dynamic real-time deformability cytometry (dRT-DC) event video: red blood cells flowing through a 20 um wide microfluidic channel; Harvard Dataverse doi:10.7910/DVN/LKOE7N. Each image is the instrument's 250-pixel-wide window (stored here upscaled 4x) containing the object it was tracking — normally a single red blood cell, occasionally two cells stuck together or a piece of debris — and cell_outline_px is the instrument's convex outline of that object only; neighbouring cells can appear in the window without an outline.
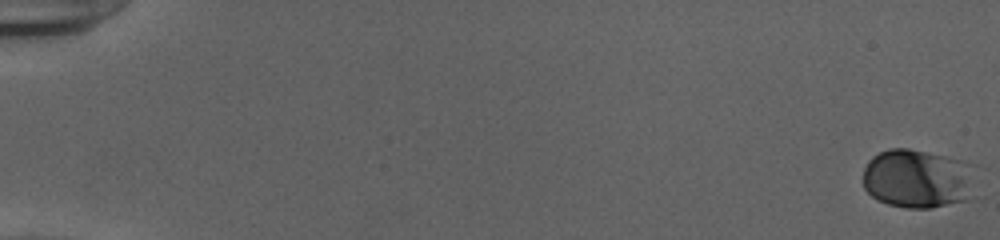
{"species": "human", "species_latin": "Homo sapiens", "temperature_condition": "cold", "stored_images_in_passage": 54, "camera_frame_rate_fps": 3000, "um_per_image_px": 0.085, "donor": {"sex": "female"}, "frame": {"image": 1, "passage_image": 1, "time_ms": 0.0, "image_size_px": [1000, 240], "cell_outline_px": [[976, 164], [968, 200], [932, 208], [908, 208], [888, 204], [872, 196], [864, 188], [864, 168], [868, 160], [872, 156], [888, 148], [908, 148], [964, 160]], "centroid_in_image_um": [78.01, 15.17], "position_along_channel_um": 7.0, "area_um2": 39.02}}
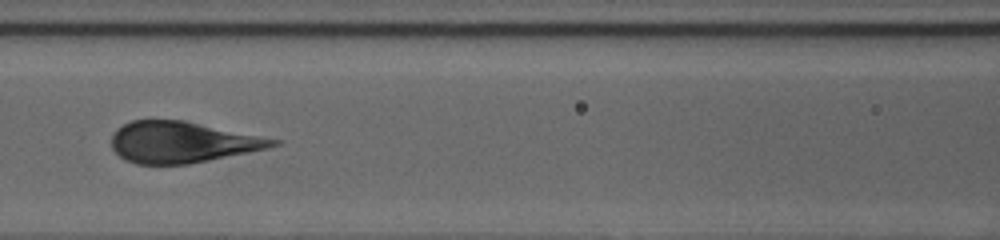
{"frame": {"image": 2, "passage_image": 27, "time_ms": 8.667, "image_size_px": [1000, 240], "cell_outline_px": [[280, 144], [264, 148], [208, 160], [188, 164], [136, 164], [124, 160], [112, 148], [112, 132], [116, 128], [132, 120], [184, 120], [280, 140]], "centroid_in_image_um": [15.4, 12.08], "position_along_channel_um": 151.2, "area_um2": 38.26}}
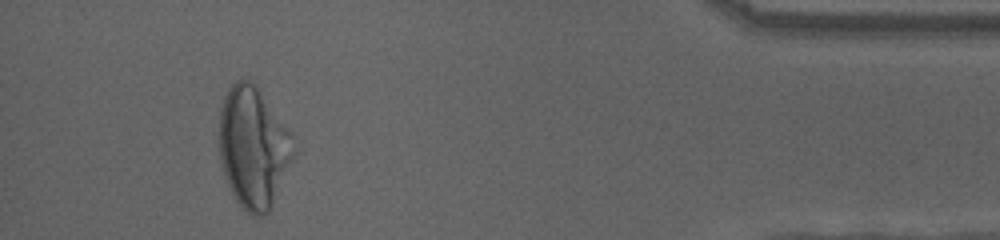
{"frame": {"image": 3, "passage_image": 51, "time_ms": 16.667, "image_size_px": [1000, 240], "cell_outline_px": [[300, 148], [268, 212], [264, 216], [252, 216], [240, 208], [228, 188], [220, 160], [220, 108], [224, 96], [228, 88], [240, 76], [252, 80], [256, 84], [292, 132]], "centroid_in_image_um": [21.58, 12.51], "position_along_channel_um": 413.6, "area_um2": 54.1}}